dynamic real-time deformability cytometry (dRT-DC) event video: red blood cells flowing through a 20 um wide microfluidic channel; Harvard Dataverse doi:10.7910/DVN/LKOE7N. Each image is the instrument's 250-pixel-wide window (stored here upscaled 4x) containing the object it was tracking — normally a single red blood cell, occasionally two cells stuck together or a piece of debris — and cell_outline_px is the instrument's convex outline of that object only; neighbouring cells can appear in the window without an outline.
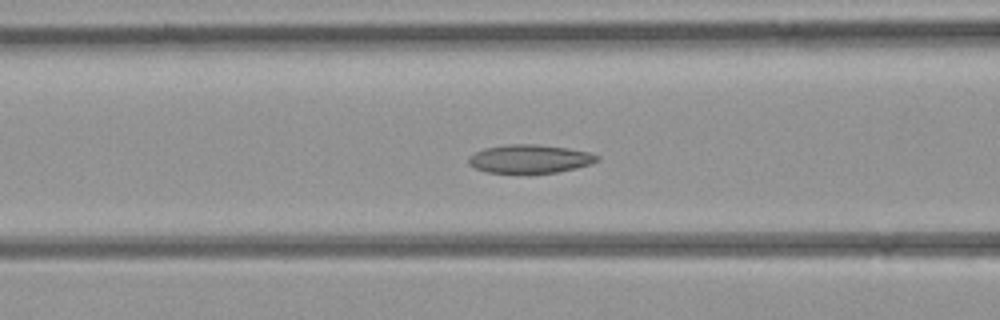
{"species": "common noctule bat (a hibernating species)", "species_latin": "Nyctalus noctula", "temperature_condition": "room temperature", "stored_images_in_passage": 35, "camera_frame_rate_fps": 3000, "um_per_image_px": 0.085, "animal": {"sex": "female", "body_mass_g": 21.9}, "frame": {"image": 1, "passage_image": 11, "time_ms": 3.333, "image_size_px": [1000, 320], "cell_outline_px": [[600, 160], [592, 164], [576, 168], [556, 172], [528, 176], [488, 172], [472, 168], [468, 164], [468, 156], [484, 148], [508, 144], [536, 144], [568, 148], [588, 152], [600, 156]], "centroid_in_image_um": [45.01, 13.55], "position_along_channel_um": 121.6, "area_um2": 22.25}}
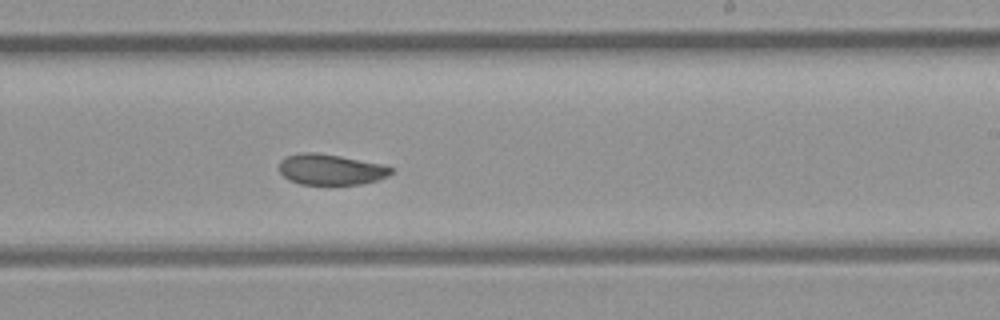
{"frame": {"image": 2, "passage_image": 20, "time_ms": 6.333, "image_size_px": [1000, 320], "cell_outline_px": [[392, 172], [388, 176], [376, 180], [360, 184], [332, 188], [300, 184], [288, 180], [280, 172], [280, 160], [288, 156], [304, 152], [312, 152], [340, 156], [384, 164], [392, 168]], "centroid_in_image_um": [28.12, 14.46], "position_along_channel_um": 260.9, "area_um2": 20.75}}
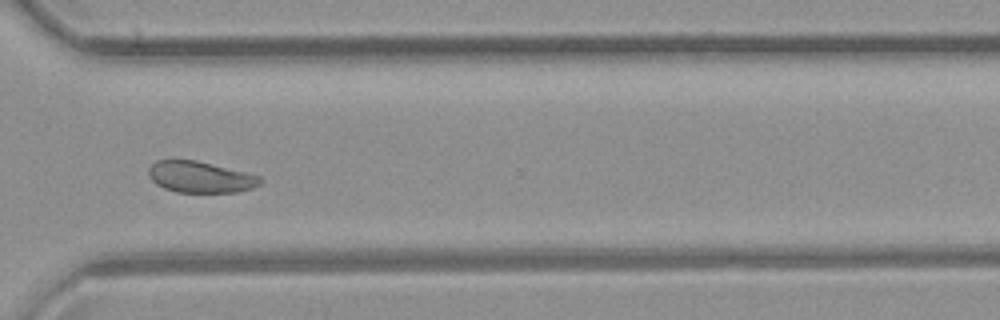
{"frame": {"image": 3, "passage_image": 26, "time_ms": 8.333, "image_size_px": [1000, 320], "cell_outline_px": [[264, 180], [260, 184], [252, 188], [236, 192], [176, 192], [164, 188], [156, 184], [148, 176], [148, 168], [156, 160], [196, 160], [260, 176]], "centroid_in_image_um": [17.01, 15.05], "position_along_channel_um": 353.6, "area_um2": 20.29}}